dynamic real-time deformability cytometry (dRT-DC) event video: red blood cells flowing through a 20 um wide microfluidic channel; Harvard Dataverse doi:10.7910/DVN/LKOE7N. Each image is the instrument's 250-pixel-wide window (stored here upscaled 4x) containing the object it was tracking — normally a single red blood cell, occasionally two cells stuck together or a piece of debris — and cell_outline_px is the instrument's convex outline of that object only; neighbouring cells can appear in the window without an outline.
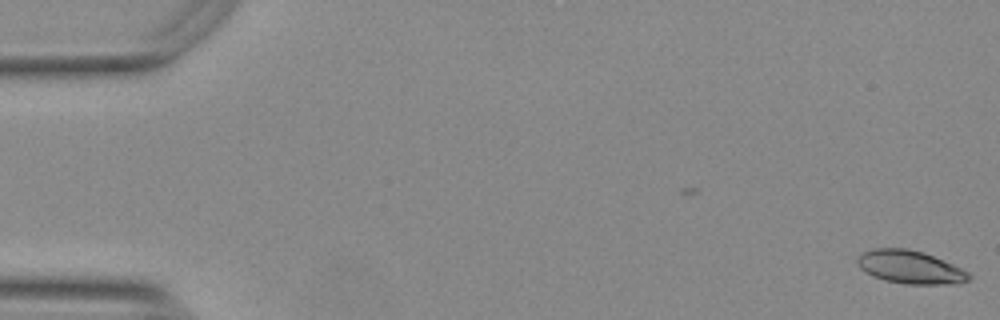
{"species": "Egyptian fruit bat (a non-hibernating species)", "species_latin": "Rousettus aegyptiacus", "temperature_condition": "warm", "stored_images_in_passage": 5, "camera_frame_rate_fps": 3000, "um_per_image_px": 0.085, "animal": {"sex": "female"}, "frame": {"image": 1, "passage_image": 5, "time_ms": 1.333, "image_size_px": [1000, 320], "cell_outline_px": [[972, 276], [968, 280], [960, 284], [904, 284], [884, 280], [872, 276], [860, 268], [856, 260], [856, 256], [872, 248], [908, 248], [924, 252], [952, 264], [968, 272]], "centroid_in_image_um": [77.35, 22.7], "position_along_channel_um": 7.7, "area_um2": 21.68}}